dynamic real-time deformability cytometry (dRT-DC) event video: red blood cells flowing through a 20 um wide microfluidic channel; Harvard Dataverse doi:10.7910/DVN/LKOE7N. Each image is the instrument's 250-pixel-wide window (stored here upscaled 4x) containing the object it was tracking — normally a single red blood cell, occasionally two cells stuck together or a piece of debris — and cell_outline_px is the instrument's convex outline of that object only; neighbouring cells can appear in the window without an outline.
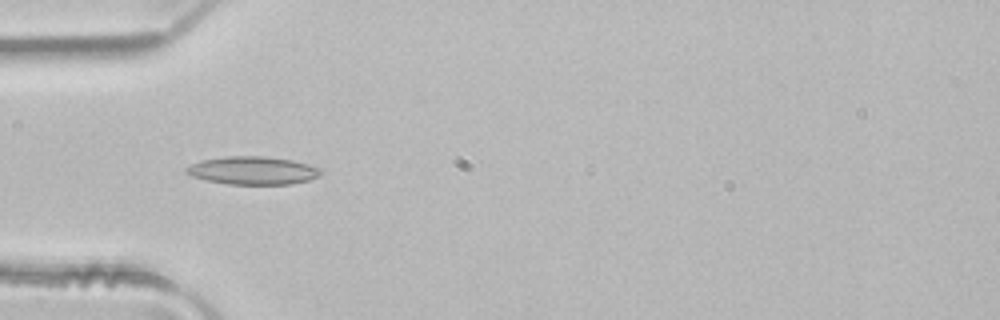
{"species": "common noctule bat (a hibernating species)", "species_latin": "Nyctalus noctula", "temperature_condition": "room temperature", "stored_images_in_passage": 5, "camera_frame_rate_fps": 3000, "um_per_image_px": 0.085, "animal": {"sex": "male", "body_mass_g": 21.5, "forearm_length_mm": 52.0}, "frame": {"image": 1, "passage_image": 5, "time_ms": 1.333, "image_size_px": [1000, 320], "cell_outline_px": [[320, 176], [308, 180], [292, 184], [228, 184], [208, 180], [192, 176], [184, 172], [184, 168], [192, 164], [204, 160], [228, 156], [264, 156], [292, 160], [308, 164], [320, 168]], "centroid_in_image_um": [21.5, 14.49], "position_along_channel_um": 63.5, "area_um2": 21.79}}